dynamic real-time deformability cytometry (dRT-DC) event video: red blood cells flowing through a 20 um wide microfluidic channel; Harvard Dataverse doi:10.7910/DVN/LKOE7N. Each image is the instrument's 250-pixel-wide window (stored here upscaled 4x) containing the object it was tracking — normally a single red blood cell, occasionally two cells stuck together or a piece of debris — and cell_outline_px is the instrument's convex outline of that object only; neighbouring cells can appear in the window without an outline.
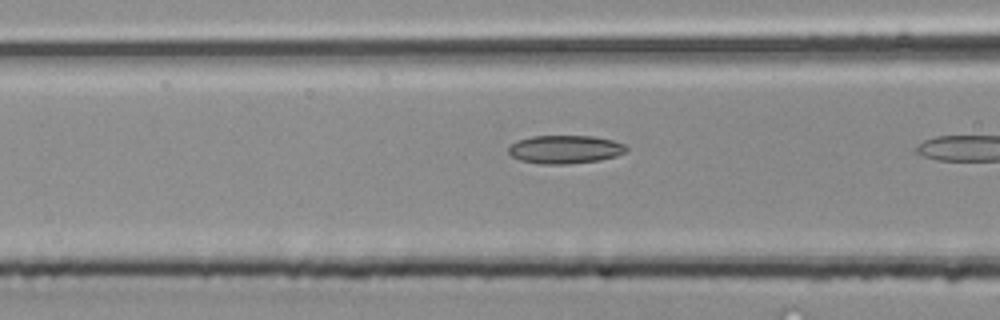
{"species": "common noctule bat (a hibernating species)", "species_latin": "Nyctalus noctula", "temperature_condition": "room temperature", "stored_images_in_passage": 10, "camera_frame_rate_fps": 3000, "um_per_image_px": 0.085, "animal": {"sex": "male", "body_mass_g": 20.4}, "frame": {"image": 1, "passage_image": 9, "time_ms": 2.667, "image_size_px": [1000, 320], "cell_outline_px": [[628, 148], [624, 152], [616, 156], [600, 160], [564, 164], [540, 164], [520, 160], [512, 156], [508, 152], [508, 148], [516, 140], [532, 136], [592, 136], [612, 140], [624, 144]], "centroid_in_image_um": [48.01, 12.69], "position_along_channel_um": 118.6, "area_um2": 19.36}}